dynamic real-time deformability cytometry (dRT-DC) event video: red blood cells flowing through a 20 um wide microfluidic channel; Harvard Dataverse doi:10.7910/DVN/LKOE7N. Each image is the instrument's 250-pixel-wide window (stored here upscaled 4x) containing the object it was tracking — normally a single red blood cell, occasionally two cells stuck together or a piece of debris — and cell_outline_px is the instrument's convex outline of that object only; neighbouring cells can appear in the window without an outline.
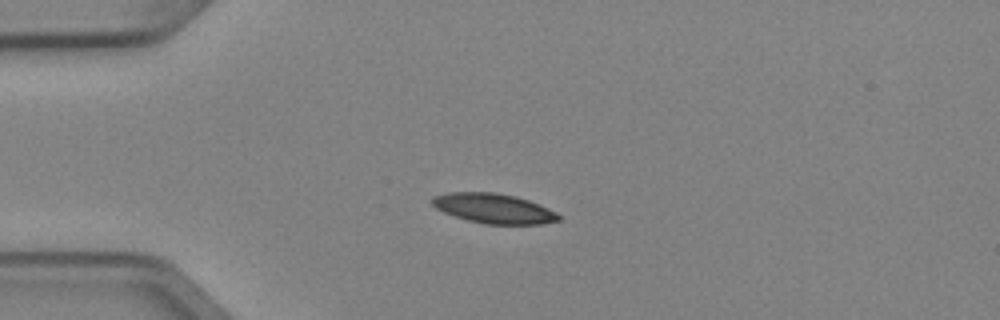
{"species": "Egyptian fruit bat (a non-hibernating species)", "species_latin": "Rousettus aegyptiacus", "temperature_condition": "cold", "stored_images_in_passage": 6, "camera_frame_rate_fps": 3000, "um_per_image_px": 0.085, "animal": {"sex": "female"}, "frame": {"image": 1, "passage_image": 3, "time_ms": 0.667, "image_size_px": [1000, 320], "cell_outline_px": [[560, 220], [540, 224], [484, 224], [468, 220], [444, 212], [436, 208], [432, 204], [432, 196], [448, 192], [492, 192], [516, 196], [528, 200], [548, 208], [556, 212], [560, 216]], "centroid_in_image_um": [41.96, 17.71], "position_along_channel_um": 43.0, "area_um2": 21.85}}
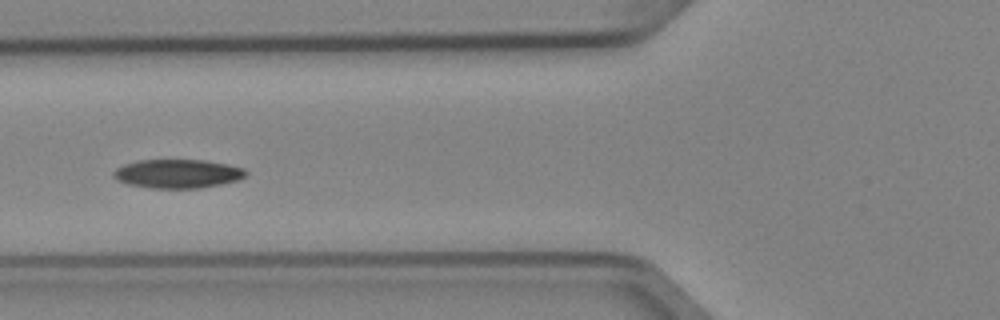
{"frame": {"image": 2, "passage_image": 5, "time_ms": 1.333, "image_size_px": [1000, 320], "cell_outline_px": [[248, 176], [236, 180], [220, 184], [200, 188], [152, 188], [128, 184], [116, 180], [112, 176], [112, 172], [116, 168], [124, 164], [140, 160], [204, 160], [228, 164], [244, 168], [248, 172]], "centroid_in_image_um": [15.1, 14.76], "position_along_channel_um": 110.7, "area_um2": 22.31}}
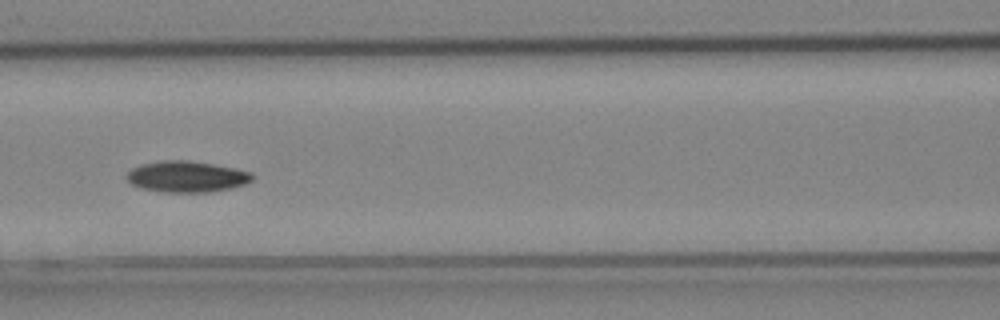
{"frame": {"image": 3, "passage_image": 6, "time_ms": 1.667, "image_size_px": [1000, 320], "cell_outline_px": [[252, 180], [244, 184], [232, 188], [208, 192], [164, 192], [140, 188], [132, 184], [124, 176], [132, 168], [140, 164], [160, 160], [188, 160], [236, 168], [252, 172]], "centroid_in_image_um": [15.84, 15.01], "position_along_channel_um": 150.8, "area_um2": 22.89}}